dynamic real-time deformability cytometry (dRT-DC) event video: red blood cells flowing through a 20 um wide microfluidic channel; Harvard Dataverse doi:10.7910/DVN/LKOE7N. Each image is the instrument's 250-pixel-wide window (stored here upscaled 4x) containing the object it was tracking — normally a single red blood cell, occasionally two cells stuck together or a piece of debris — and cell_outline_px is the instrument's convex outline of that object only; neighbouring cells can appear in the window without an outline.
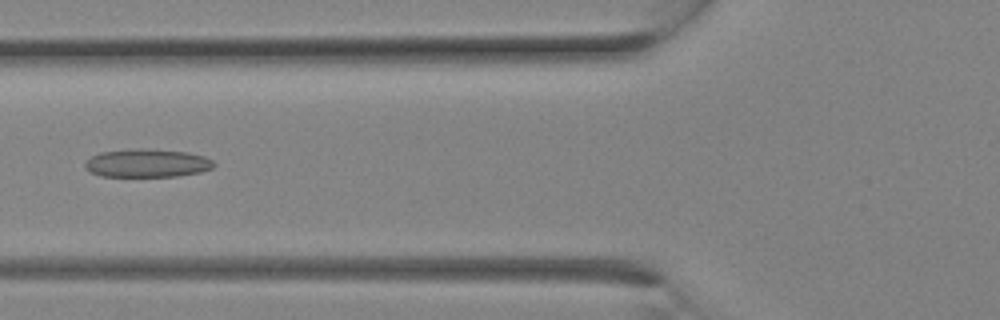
{"species": "Egyptian fruit bat (a non-hibernating species)", "species_latin": "Rousettus aegyptiacus", "temperature_condition": "room temperature", "stored_images_in_passage": 5, "camera_frame_rate_fps": 3000, "um_per_image_px": 0.085, "animal": {"sex": "female"}, "frame": {"image": 1, "passage_image": 4, "time_ms": 1.0, "image_size_px": [1000, 320], "cell_outline_px": [[216, 164], [212, 168], [200, 172], [176, 176], [100, 176], [84, 168], [84, 164], [92, 156], [100, 152], [136, 148], [144, 148], [188, 152], [204, 156], [212, 160]], "centroid_in_image_um": [12.51, 13.86], "position_along_channel_um": 113.3, "area_um2": 21.21}}